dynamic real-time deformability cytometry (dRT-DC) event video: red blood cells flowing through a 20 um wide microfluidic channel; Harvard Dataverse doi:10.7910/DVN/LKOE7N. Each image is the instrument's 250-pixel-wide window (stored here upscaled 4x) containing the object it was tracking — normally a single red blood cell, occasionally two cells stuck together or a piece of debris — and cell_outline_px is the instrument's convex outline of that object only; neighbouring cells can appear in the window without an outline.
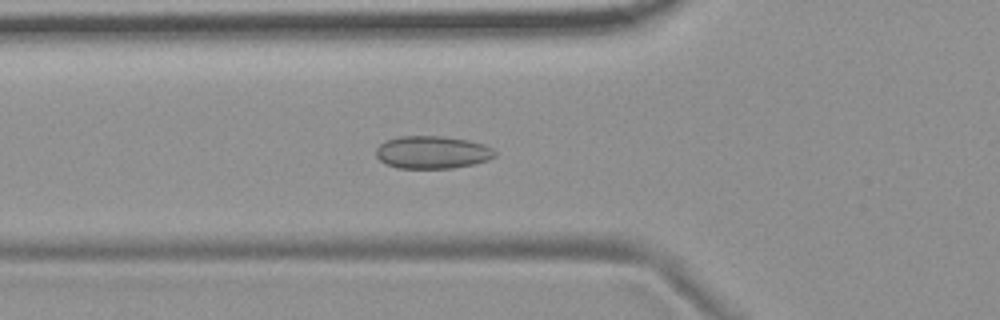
{"species": "common noctule bat (a hibernating species)", "species_latin": "Nyctalus noctula", "temperature_condition": "room temperature", "stored_images_in_passage": 54, "camera_frame_rate_fps": 3000, "um_per_image_px": 0.085, "animal": {"sex": "female", "body_mass_g": 19.9}, "frame": {"image": 1, "passage_image": 19, "time_ms": 6.0, "image_size_px": [1000, 320], "cell_outline_px": [[496, 156], [488, 160], [472, 164], [452, 168], [400, 168], [388, 164], [380, 160], [376, 156], [376, 148], [380, 144], [388, 140], [400, 136], [444, 136], [468, 140], [484, 144], [492, 148], [496, 152]], "centroid_in_image_um": [36.77, 12.94], "position_along_channel_um": 89.0, "area_um2": 22.54}}
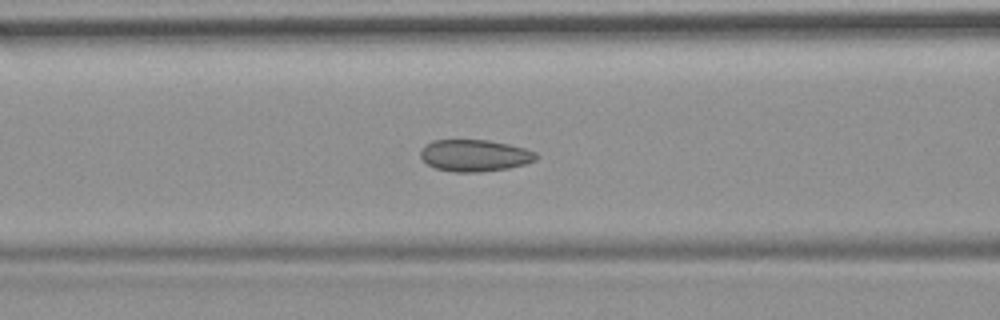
{"frame": {"image": 2, "passage_image": 22, "time_ms": 7.0, "image_size_px": [1000, 320], "cell_outline_px": [[540, 156], [536, 160], [524, 164], [508, 168], [480, 172], [452, 172], [436, 168], [428, 164], [420, 156], [420, 152], [424, 144], [432, 140], [488, 140], [508, 144], [524, 148], [536, 152]], "centroid_in_image_um": [40.35, 13.21], "position_along_channel_um": 126.3, "area_um2": 21.5}}
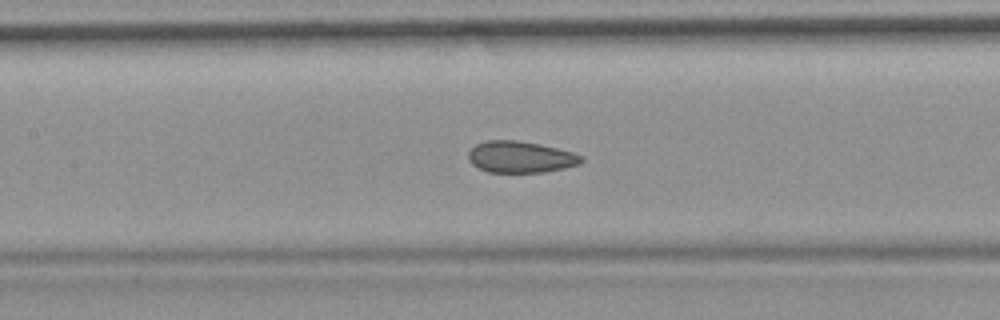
{"frame": {"image": 3, "passage_image": 25, "time_ms": 8.0, "image_size_px": [1000, 320], "cell_outline_px": [[584, 160], [580, 164], [564, 168], [544, 172], [488, 172], [472, 164], [468, 160], [468, 152], [476, 144], [484, 140], [516, 140], [540, 144], [572, 152], [584, 156]], "centroid_in_image_um": [44.24, 13.34], "position_along_channel_um": 163.2, "area_um2": 20.81}, "authors_computed_cell_mechanics": {"area_um2": 21.7617, "velocity_mm_per_s": 3.6916, "shape_relaxation_time_tau1_ms": null, "shape_relaxation_time_tau2_ms": 0.8501, "deformation_change_tau1": null, "deformation_change_tau2": 0.0534}}